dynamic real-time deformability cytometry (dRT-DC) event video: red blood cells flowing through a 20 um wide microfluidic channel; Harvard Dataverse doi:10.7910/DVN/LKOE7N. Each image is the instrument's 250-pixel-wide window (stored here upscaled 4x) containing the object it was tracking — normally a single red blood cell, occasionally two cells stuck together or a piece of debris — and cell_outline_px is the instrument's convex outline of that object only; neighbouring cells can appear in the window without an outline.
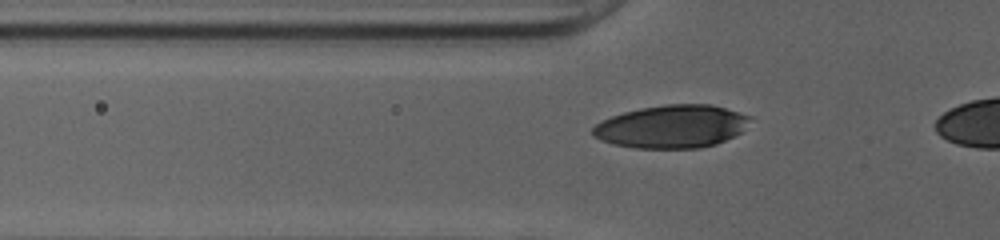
{"species": "human", "species_latin": "Homo sapiens", "temperature_condition": "cold", "stored_images_in_passage": 40, "camera_frame_rate_fps": 3000, "um_per_image_px": 0.085, "donor": {"sex": "female"}, "frame": {"image": 1, "passage_image": 13, "time_ms": 4.0, "image_size_px": [1000, 240], "cell_outline_px": [[752, 116], [740, 132], [716, 144], [700, 148], [636, 148], [612, 144], [600, 140], [592, 136], [592, 128], [596, 124], [612, 116], [624, 112], [640, 108], [664, 104], [712, 104]], "centroid_in_image_um": [57.07, 10.75], "position_along_channel_um": 68.7, "area_um2": 39.25}}
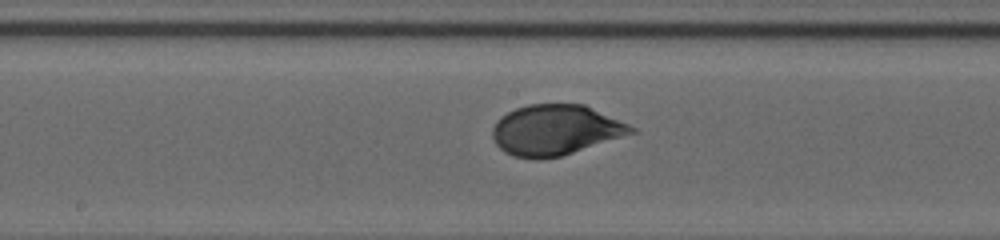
{"frame": {"image": 2, "passage_image": 23, "time_ms": 7.333, "image_size_px": [1000, 240], "cell_outline_px": [[636, 132], [560, 156], [536, 160], [532, 160], [512, 156], [504, 152], [496, 144], [492, 136], [492, 128], [496, 120], [500, 116], [516, 108], [528, 104], [584, 104], [628, 124], [636, 128]], "centroid_in_image_um": [47.16, 11.06], "position_along_channel_um": 201.0, "area_um2": 40.69}}
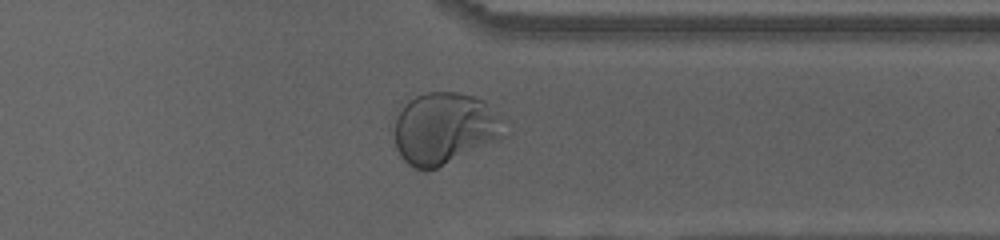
{"frame": {"image": 3, "passage_image": 36, "time_ms": 11.667, "image_size_px": [1000, 240], "cell_outline_px": [[512, 132], [504, 136], [428, 172], [416, 168], [408, 164], [400, 156], [396, 148], [388, 128], [392, 116], [396, 108], [416, 96], [428, 92], [456, 92], [472, 96], [484, 100], [508, 120]], "centroid_in_image_um": [37.74, 10.89], "position_along_channel_um": 373.7, "area_um2": 47.92}}